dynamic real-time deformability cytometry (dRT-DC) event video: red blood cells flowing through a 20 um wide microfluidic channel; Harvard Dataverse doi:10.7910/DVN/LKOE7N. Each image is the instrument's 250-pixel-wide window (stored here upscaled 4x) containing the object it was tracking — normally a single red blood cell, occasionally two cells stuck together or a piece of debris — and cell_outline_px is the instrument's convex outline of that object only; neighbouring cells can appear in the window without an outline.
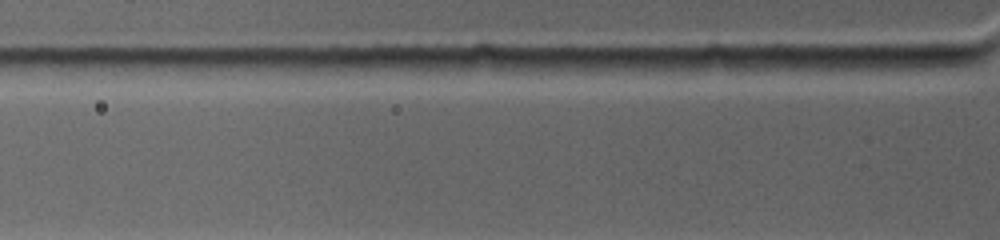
{"species": "common noctule bat (a hibernating species)", "species_latin": "Nyctalus noctula", "temperature_condition": "warm", "stored_images_in_passage": 2, "camera_frame_rate_fps": 4500, "um_per_image_px": 0.085, "animal": {"sex": "female", "body_mass_g": 19.0, "forearm_length_mm": 53.3}, "frame": {"image": 1, "passage_image": 2, "time_ms": 0.222, "image_size_px": [1000, 240], "cell_outline_px": [[980, 60], [968, 64], [924, 72], [840, 68], [840, 64], [852, 56], [968, 56]], "centroid_in_image_um": [77.02, 5.34], "position_along_channel_um": 48.8, "area_um2": 12.31}}